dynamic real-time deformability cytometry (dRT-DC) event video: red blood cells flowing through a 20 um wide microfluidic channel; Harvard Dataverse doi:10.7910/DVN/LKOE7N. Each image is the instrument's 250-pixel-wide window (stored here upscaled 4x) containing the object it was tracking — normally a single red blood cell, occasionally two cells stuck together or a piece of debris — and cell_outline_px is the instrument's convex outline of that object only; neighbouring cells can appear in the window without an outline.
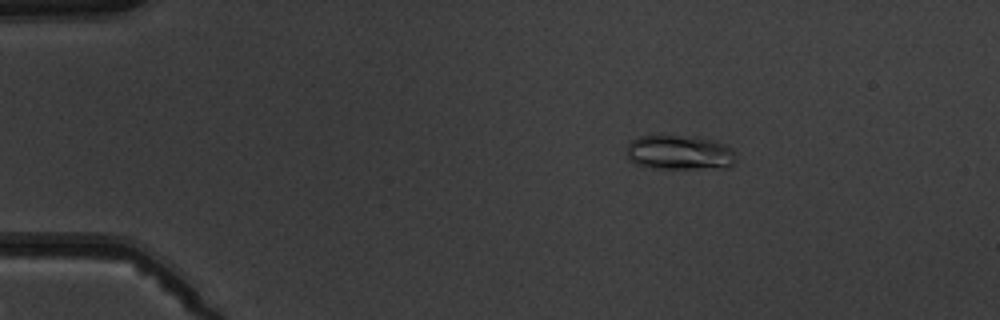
{"species": "common noctule bat (a hibernating species)", "species_latin": "Nyctalus noctula", "temperature_condition": "warm", "stored_images_in_passage": 4, "camera_frame_rate_fps": 3000, "um_per_image_px": 0.085, "animal": {"sex": "male", "body_mass_g": 19.5, "forearm_length_mm": 54.6}, "frame": {"image": 1, "passage_image": 3, "time_ms": 2.0, "image_size_px": [1000, 320], "cell_outline_px": [[736, 160], [728, 168], [652, 168], [636, 164], [628, 160], [628, 144], [632, 140], [640, 136], [688, 136], [712, 140], [732, 148], [736, 152]], "centroid_in_image_um": [57.79, 12.98], "position_along_channel_um": 27.2, "area_um2": 21.96}}